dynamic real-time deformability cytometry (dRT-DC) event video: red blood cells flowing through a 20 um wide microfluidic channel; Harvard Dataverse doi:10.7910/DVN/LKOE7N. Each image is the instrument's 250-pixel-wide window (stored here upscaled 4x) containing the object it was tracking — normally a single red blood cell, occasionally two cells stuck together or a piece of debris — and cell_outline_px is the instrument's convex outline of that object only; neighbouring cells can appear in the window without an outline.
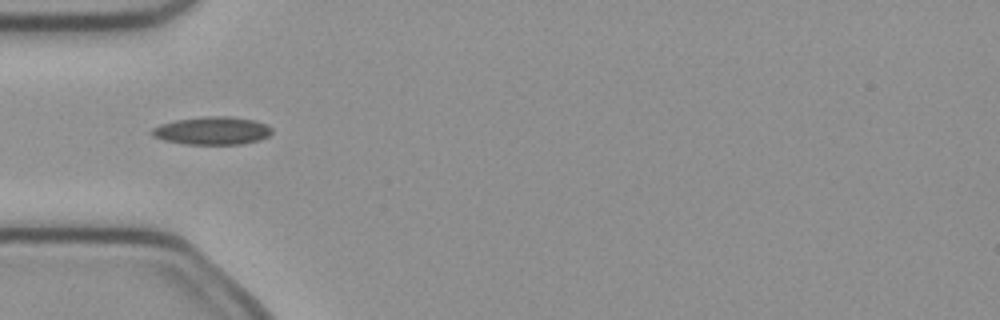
{"species": "common noctule bat (a hibernating species)", "species_latin": "Nyctalus noctula", "temperature_condition": "cold", "stored_images_in_passage": 4, "camera_frame_rate_fps": 3000, "um_per_image_px": 0.085, "animal": {"sex": "female", "body_mass_g": 21.9}, "frame": {"image": 1, "passage_image": 4, "time_ms": 1.0, "image_size_px": [1000, 320], "cell_outline_px": [[272, 132], [268, 136], [260, 140], [240, 144], [184, 144], [164, 140], [152, 136], [152, 128], [160, 124], [176, 120], [204, 116], [228, 116], [256, 120], [268, 124], [272, 128]], "centroid_in_image_um": [18.07, 11.1], "position_along_channel_um": 66.9, "area_um2": 19.65}}